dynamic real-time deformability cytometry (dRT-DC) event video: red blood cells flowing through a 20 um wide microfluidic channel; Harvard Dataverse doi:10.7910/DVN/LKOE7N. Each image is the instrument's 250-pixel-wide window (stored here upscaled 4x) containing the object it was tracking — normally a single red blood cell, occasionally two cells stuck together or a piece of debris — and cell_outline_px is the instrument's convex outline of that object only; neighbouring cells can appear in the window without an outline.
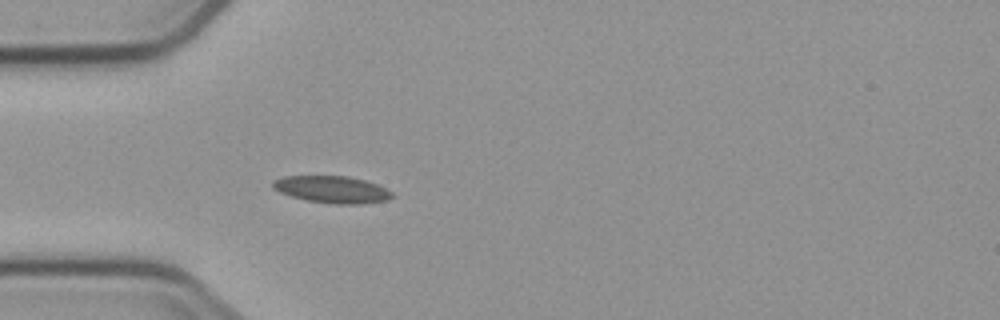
{"species": "common noctule bat (a hibernating species)", "species_latin": "Nyctalus noctula", "temperature_condition": "cold", "stored_images_in_passage": 4, "camera_frame_rate_fps": 3000, "um_per_image_px": 0.085, "animal": {"sex": "male", "body_mass_g": 23.1, "forearm_length_mm": 52.7}, "frame": {"image": 1, "passage_image": 4, "time_ms": 3.333, "image_size_px": [1000, 320], "cell_outline_px": [[396, 196], [388, 200], [364, 204], [332, 204], [308, 200], [292, 196], [280, 192], [272, 188], [272, 180], [284, 176], [348, 176], [364, 180], [376, 184], [392, 192]], "centroid_in_image_um": [28.24, 16.11], "position_along_channel_um": 56.8, "area_um2": 18.84}}